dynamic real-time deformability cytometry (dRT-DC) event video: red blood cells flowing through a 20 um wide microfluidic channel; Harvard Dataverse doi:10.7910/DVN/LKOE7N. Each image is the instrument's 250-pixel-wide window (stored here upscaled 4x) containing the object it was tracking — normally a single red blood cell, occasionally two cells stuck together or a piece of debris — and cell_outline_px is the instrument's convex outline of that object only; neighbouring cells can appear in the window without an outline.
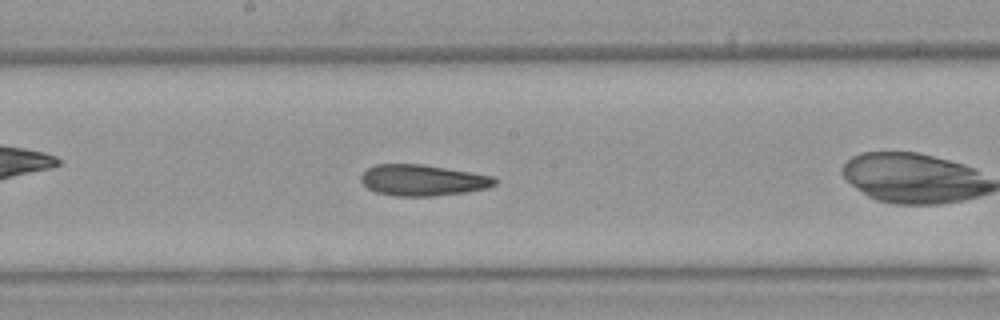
{"species": "Egyptian fruit bat (a non-hibernating species)", "species_latin": "Rousettus aegyptiacus", "temperature_condition": "warm", "stored_images_in_passage": 20, "camera_frame_rate_fps": 3000, "um_per_image_px": 0.085, "animal": {"sex": "female"}, "frame": {"image": 1, "passage_image": 12, "time_ms": 3.667, "image_size_px": [1000, 320], "cell_outline_px": [[496, 184], [488, 188], [464, 192], [432, 196], [396, 196], [376, 192], [368, 188], [360, 180], [360, 176], [368, 168], [376, 164], [420, 164], [496, 176]], "centroid_in_image_um": [35.93, 15.32], "position_along_channel_um": 212.3, "area_um2": 24.16}}
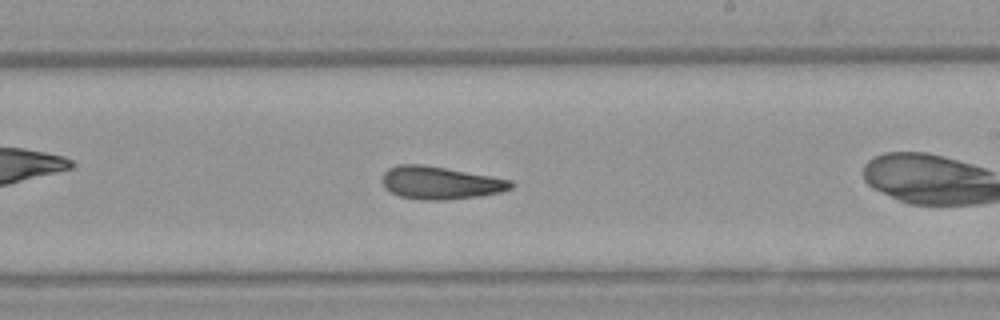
{"frame": {"image": 2, "passage_image": 15, "time_ms": 4.667, "image_size_px": [1000, 320], "cell_outline_px": [[516, 184], [512, 188], [500, 192], [480, 196], [444, 200], [420, 200], [400, 196], [384, 188], [380, 180], [384, 172], [388, 168], [400, 164], [424, 164], [512, 180]], "centroid_in_image_um": [37.4, 15.54], "position_along_channel_um": 251.6, "area_um2": 24.74}}